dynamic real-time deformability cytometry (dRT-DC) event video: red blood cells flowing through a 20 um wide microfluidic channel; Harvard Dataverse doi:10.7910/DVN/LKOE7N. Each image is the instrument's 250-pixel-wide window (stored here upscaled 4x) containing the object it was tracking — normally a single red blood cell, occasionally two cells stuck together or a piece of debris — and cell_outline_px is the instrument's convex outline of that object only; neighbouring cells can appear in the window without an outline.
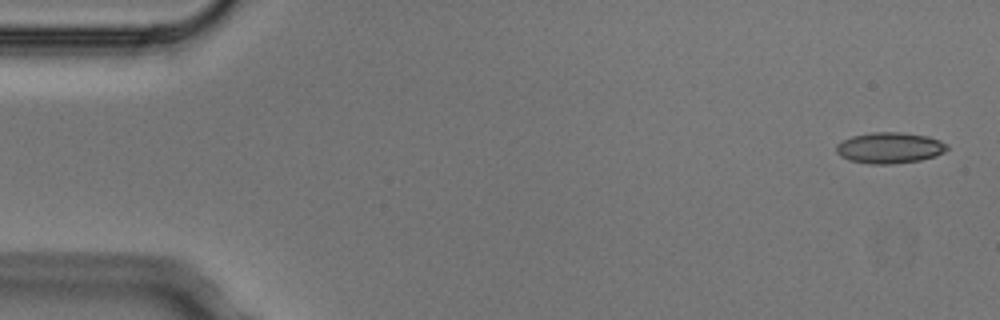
{"species": "Egyptian fruit bat (a non-hibernating species)", "species_latin": "Rousettus aegyptiacus", "temperature_condition": "cold", "stored_images_in_passage": 4, "camera_frame_rate_fps": 3000, "um_per_image_px": 0.085, "animal": {"sex": "male"}, "frame": {"image": 1, "passage_image": 1, "time_ms": 0.0, "image_size_px": [1000, 320], "cell_outline_px": [[948, 148], [944, 152], [936, 156], [920, 160], [892, 164], [868, 164], [848, 160], [840, 156], [836, 152], [836, 144], [852, 136], [872, 132], [900, 132], [928, 136], [940, 140], [948, 144]], "centroid_in_image_um": [75.62, 12.57], "position_along_channel_um": 9.4, "area_um2": 20.17}}
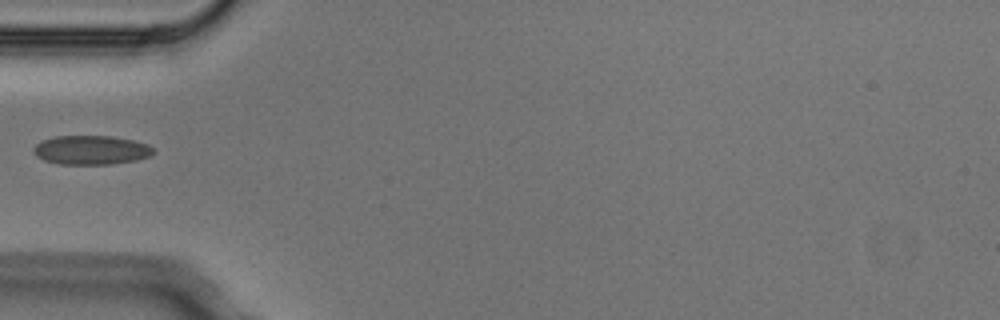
{"frame": {"image": 2, "passage_image": 4, "time_ms": 1.0, "image_size_px": [1000, 320], "cell_outline_px": [[152, 152], [148, 156], [136, 160], [112, 164], [60, 164], [44, 160], [36, 156], [32, 152], [32, 148], [40, 140], [56, 136], [112, 136], [132, 140], [148, 144], [152, 148]], "centroid_in_image_um": [7.68, 12.75], "position_along_channel_um": 77.3, "area_um2": 20.29}}